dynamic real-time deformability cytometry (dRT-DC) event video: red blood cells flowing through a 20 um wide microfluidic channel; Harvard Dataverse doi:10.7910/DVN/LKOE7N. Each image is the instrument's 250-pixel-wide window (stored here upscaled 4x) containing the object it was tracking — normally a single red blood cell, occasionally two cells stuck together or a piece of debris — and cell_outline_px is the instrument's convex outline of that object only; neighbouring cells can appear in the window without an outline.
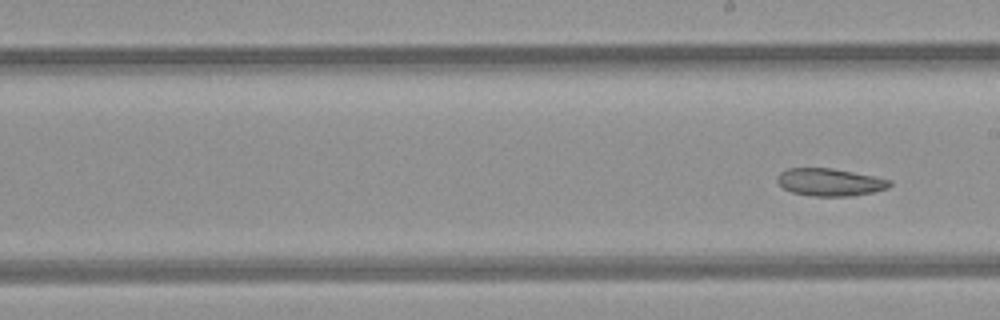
{"species": "common noctule bat (a hibernating species)", "species_latin": "Nyctalus noctula", "temperature_condition": "room temperature", "stored_images_in_passage": 9, "camera_frame_rate_fps": 3000, "um_per_image_px": 0.085, "animal": {"sex": "female", "body_mass_g": 21.9}, "frame": {"image": 1, "passage_image": 9, "time_ms": 10.333, "image_size_px": [1000, 320], "cell_outline_px": [[892, 184], [888, 188], [872, 192], [852, 196], [812, 196], [792, 192], [784, 188], [776, 180], [776, 176], [780, 172], [788, 168], [832, 168], [892, 180]], "centroid_in_image_um": [70.53, 15.48], "position_along_channel_um": 218.5, "area_um2": 17.98}}